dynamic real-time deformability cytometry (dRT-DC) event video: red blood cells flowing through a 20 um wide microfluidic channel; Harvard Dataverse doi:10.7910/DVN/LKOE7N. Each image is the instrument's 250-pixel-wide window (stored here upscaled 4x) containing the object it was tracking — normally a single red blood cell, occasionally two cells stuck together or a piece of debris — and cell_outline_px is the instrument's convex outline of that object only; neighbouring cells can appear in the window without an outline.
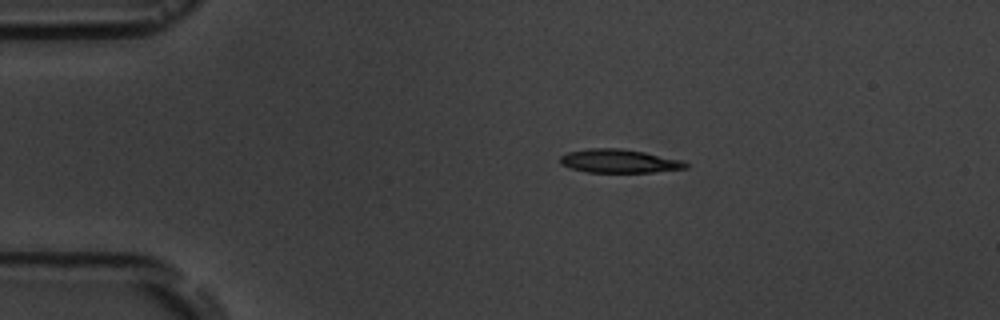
{"species": "common noctule bat (a hibernating species)", "species_latin": "Nyctalus noctula", "temperature_condition": "room temperature", "stored_images_in_passage": 8, "camera_frame_rate_fps": 3000, "um_per_image_px": 0.085, "animal": {"sex": "male", "body_mass_g": 19.5, "forearm_length_mm": 54.6}, "frame": {"image": 1, "passage_image": 3, "time_ms": 2.333, "image_size_px": [1000, 320], "cell_outline_px": [[688, 168], [652, 172], [588, 172], [572, 168], [560, 164], [560, 156], [568, 152], [588, 148], [620, 148], [644, 152], [680, 160], [688, 164]], "centroid_in_image_um": [52.6, 13.69], "position_along_channel_um": 32.4, "area_um2": 17.05}}
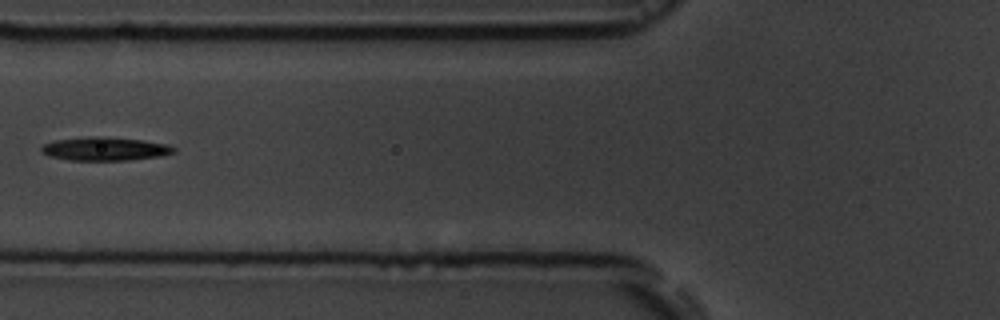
{"frame": {"image": 2, "passage_image": 6, "time_ms": 6.0, "image_size_px": [1000, 320], "cell_outline_px": [[176, 152], [160, 156], [128, 160], [68, 160], [48, 156], [40, 152], [40, 148], [44, 144], [56, 140], [96, 136], [104, 136], [144, 140], [164, 144], [176, 148]], "centroid_in_image_um": [8.9, 12.65], "position_along_channel_um": 116.9, "area_um2": 18.09}}
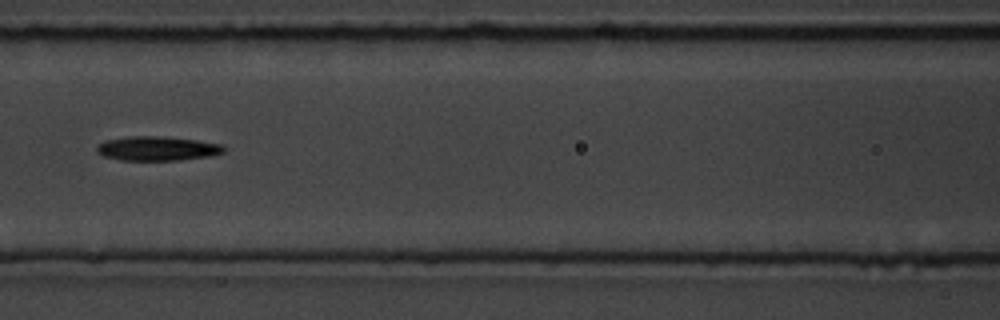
{"frame": {"image": 3, "passage_image": 7, "time_ms": 7.0, "image_size_px": [1000, 320], "cell_outline_px": [[224, 152], [212, 156], [180, 160], [120, 160], [104, 156], [96, 152], [96, 144], [104, 140], [128, 136], [160, 136], [196, 140], [220, 144], [224, 148]], "centroid_in_image_um": [13.31, 12.62], "position_along_channel_um": 153.3, "area_um2": 18.09}}